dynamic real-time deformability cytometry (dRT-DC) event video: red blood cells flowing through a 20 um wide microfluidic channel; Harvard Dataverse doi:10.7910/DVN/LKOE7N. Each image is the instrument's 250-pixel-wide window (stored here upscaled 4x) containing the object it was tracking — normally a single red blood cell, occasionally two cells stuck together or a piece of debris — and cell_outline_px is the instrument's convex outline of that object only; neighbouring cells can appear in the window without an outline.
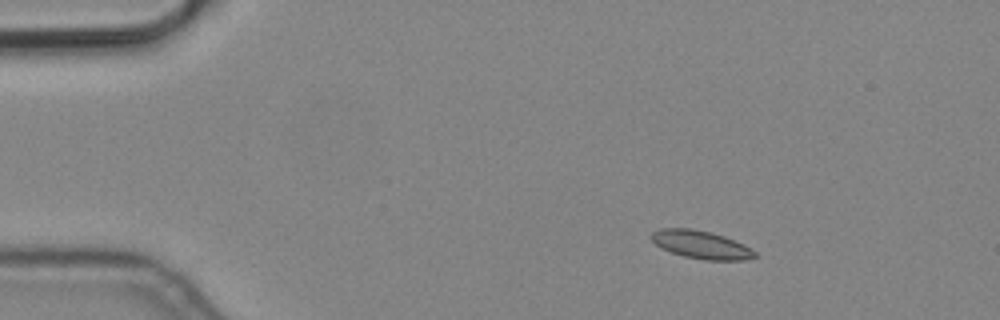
{"species": "common noctule bat (a hibernating species)", "species_latin": "Nyctalus noctula", "temperature_condition": "cold", "stored_images_in_passage": 4, "camera_frame_rate_fps": 3000, "um_per_image_px": 0.085, "animal": {"sex": "male", "body_mass_g": 19.2, "forearm_length_mm": 51.8}, "frame": {"image": 1, "passage_image": 1, "time_ms": 0.0, "image_size_px": [1000, 320], "cell_outline_px": [[756, 256], [744, 260], [704, 260], [684, 256], [660, 248], [648, 236], [652, 232], [660, 228], [692, 228], [712, 232], [724, 236], [744, 244], [752, 248], [756, 252]], "centroid_in_image_um": [59.58, 20.78], "position_along_channel_um": 25.4, "area_um2": 17.05}}
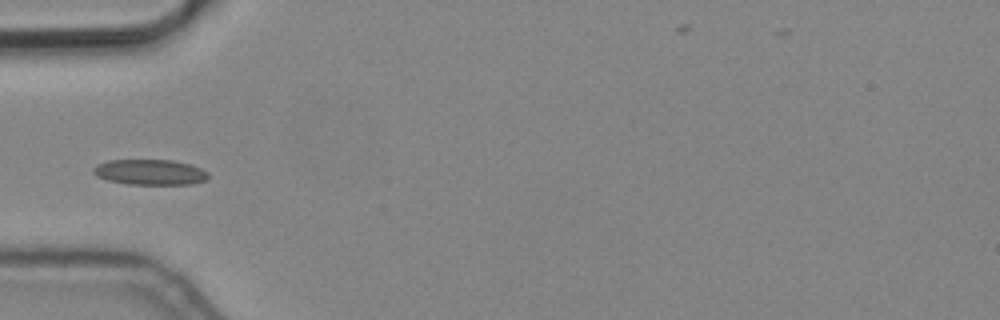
{"frame": {"image": 2, "passage_image": 4, "time_ms": 1.0, "image_size_px": [1000, 320], "cell_outline_px": [[208, 180], [192, 184], [128, 184], [108, 180], [96, 176], [92, 172], [92, 168], [96, 164], [108, 160], [172, 160], [188, 164], [200, 168], [208, 172]], "centroid_in_image_um": [12.73, 14.63], "position_along_channel_um": 72.3, "area_um2": 17.11}}